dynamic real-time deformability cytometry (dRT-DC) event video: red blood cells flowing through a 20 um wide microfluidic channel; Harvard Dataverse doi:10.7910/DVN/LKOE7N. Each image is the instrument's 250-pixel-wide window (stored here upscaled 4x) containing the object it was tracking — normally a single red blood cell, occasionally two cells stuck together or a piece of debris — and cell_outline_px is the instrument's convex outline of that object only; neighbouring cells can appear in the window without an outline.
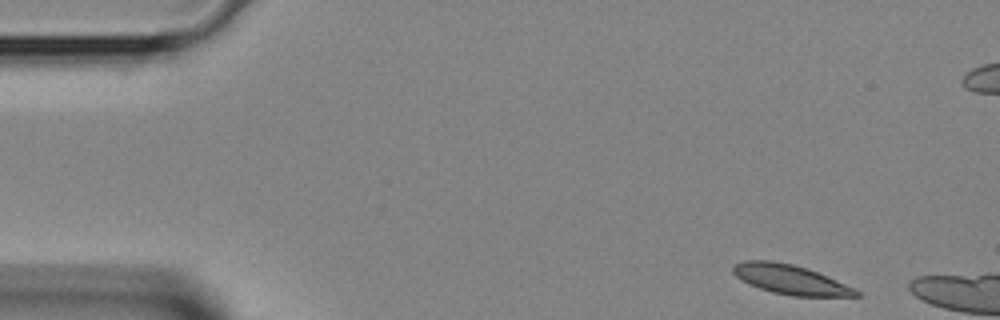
{"species": "Egyptian fruit bat (a non-hibernating species)", "species_latin": "Rousettus aegyptiacus", "temperature_condition": "room temperature", "stored_images_in_passage": 4, "camera_frame_rate_fps": 3000, "um_per_image_px": 0.085, "animal": {"sex": "female"}, "frame": {"image": 1, "passage_image": 1, "time_ms": 0.0, "image_size_px": [1000, 320], "cell_outline_px": [[860, 296], [792, 296], [772, 292], [748, 284], [736, 276], [732, 272], [732, 268], [736, 264], [744, 260], [772, 260], [792, 264], [808, 268], [828, 276], [856, 288], [860, 292]], "centroid_in_image_um": [67.2, 23.75], "position_along_channel_um": 17.8, "area_um2": 21.27}}